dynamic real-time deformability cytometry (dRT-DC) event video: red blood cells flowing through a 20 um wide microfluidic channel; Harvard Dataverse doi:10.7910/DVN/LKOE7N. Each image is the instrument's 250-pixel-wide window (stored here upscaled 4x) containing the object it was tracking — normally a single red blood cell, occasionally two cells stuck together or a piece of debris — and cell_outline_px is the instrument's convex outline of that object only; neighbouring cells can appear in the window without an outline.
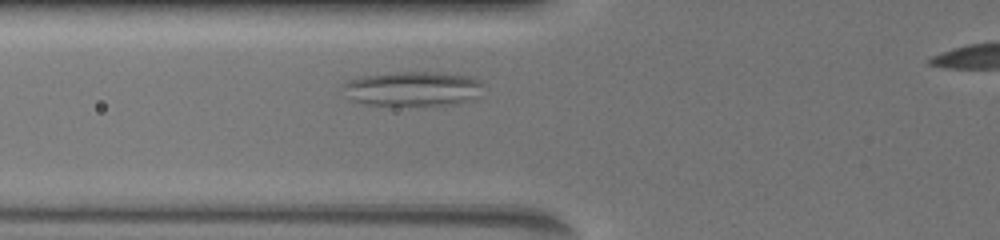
{"species": "common noctule bat (a hibernating species)", "species_latin": "Nyctalus noctula", "temperature_condition": "warm", "stored_images_in_passage": 26, "camera_frame_rate_fps": 3000, "um_per_image_px": 0.085, "animal": {"sex": "female", "body_mass_g": 19.5, "forearm_length_mm": 54.1}, "frame": {"image": 1, "passage_image": 10, "time_ms": 4.0, "image_size_px": [1000, 240], "cell_outline_px": [[480, 84], [456, 100], [440, 104], [368, 104], [356, 100], [348, 84], [348, 80], [364, 76], [392, 72], [448, 72], [468, 76]], "centroid_in_image_um": [34.95, 7.47], "position_along_channel_um": 90.9, "area_um2": 25.26}}
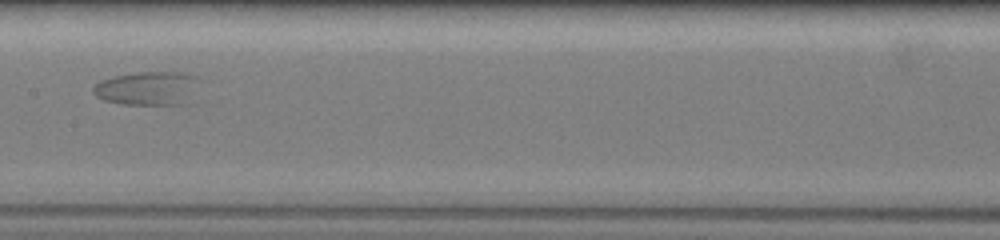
{"frame": {"image": 2, "passage_image": 16, "time_ms": 7.0, "image_size_px": [1000, 240], "cell_outline_px": [[188, 76], [168, 104], [124, 104], [104, 100], [96, 96], [92, 92], [92, 88], [100, 80], [112, 76], [140, 72], [176, 72]], "centroid_in_image_um": [11.9, 7.46], "position_along_channel_um": 195.5, "area_um2": 17.46}}
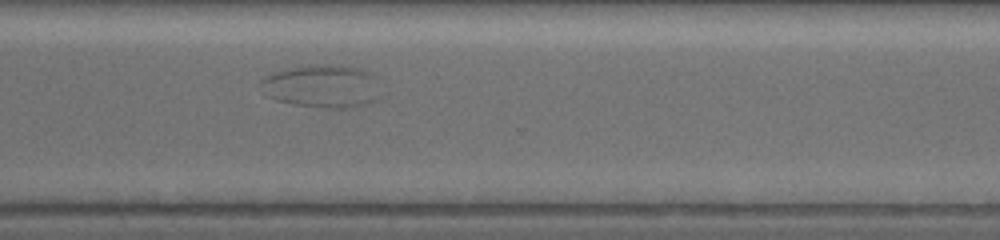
{"frame": {"image": 3, "passage_image": 22, "time_ms": 11.333, "image_size_px": [1000, 240], "cell_outline_px": [[364, 72], [360, 104], [352, 108], [324, 108], [296, 104], [276, 100], [268, 96], [264, 80], [268, 76], [276, 72], [308, 64], [344, 64], [360, 68]], "centroid_in_image_um": [27.01, 7.29], "position_along_channel_um": 343.6, "area_um2": 26.36}}